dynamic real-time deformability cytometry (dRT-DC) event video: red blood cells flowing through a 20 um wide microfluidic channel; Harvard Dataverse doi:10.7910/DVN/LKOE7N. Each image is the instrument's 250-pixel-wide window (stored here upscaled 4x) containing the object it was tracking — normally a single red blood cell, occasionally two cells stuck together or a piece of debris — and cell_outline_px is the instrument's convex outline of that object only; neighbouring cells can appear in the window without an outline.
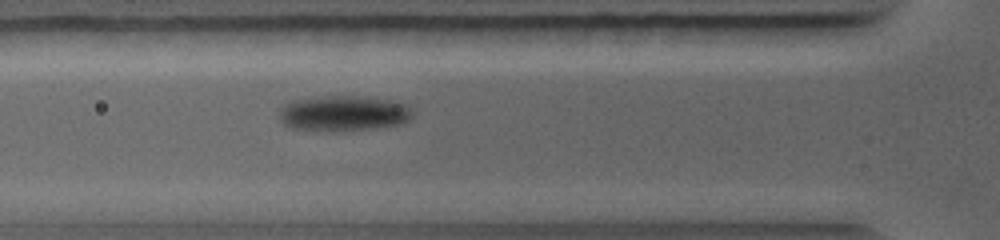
{"species": "common noctule bat (a hibernating species)", "species_latin": "Nyctalus noctula", "temperature_condition": "warm", "stored_images_in_passage": 50, "camera_frame_rate_fps": 5000, "um_per_image_px": 0.085, "animal": {"sex": "female", "body_mass_g": 19.0, "forearm_length_mm": 56.7}, "frame": {"image": 1, "passage_image": 8, "time_ms": 3.2, "image_size_px": [1000, 240], "cell_outline_px": [[412, 116], [408, 120], [396, 124], [368, 128], [332, 132], [296, 128], [284, 124], [280, 120], [280, 112], [284, 104], [292, 100], [328, 96], [348, 96], [392, 100], [404, 104], [408, 108]], "centroid_in_image_um": [29.13, 9.63], "position_along_channel_um": 96.7, "area_um2": 26.88}}
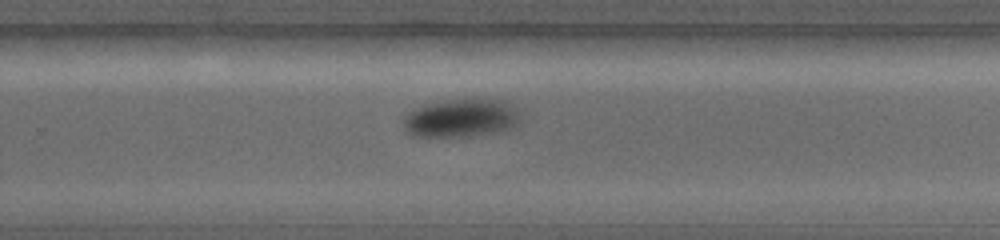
{"frame": {"image": 2, "passage_image": 26, "time_ms": 7.2, "image_size_px": [1000, 240], "cell_outline_px": [[516, 120], [508, 128], [492, 132], [460, 136], [420, 136], [408, 132], [404, 128], [404, 116], [408, 112], [432, 104], [448, 100], [504, 100], [512, 104], [516, 108]], "centroid_in_image_um": [39.15, 10.03], "position_along_channel_um": 290.7, "area_um2": 24.62}}
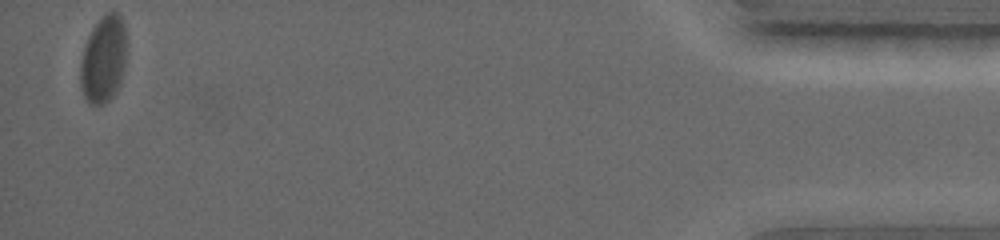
{"frame": {"image": 3, "passage_image": 50, "time_ms": 12.4, "image_size_px": [1000, 240], "cell_outline_px": [[128, 52], [124, 72], [120, 84], [116, 92], [104, 104], [88, 104], [80, 88], [80, 60], [88, 36], [92, 28], [108, 12], [116, 12], [120, 16], [124, 24]], "centroid_in_image_um": [8.82, 5.07], "position_along_channel_um": 426.4, "area_um2": 23.87}}